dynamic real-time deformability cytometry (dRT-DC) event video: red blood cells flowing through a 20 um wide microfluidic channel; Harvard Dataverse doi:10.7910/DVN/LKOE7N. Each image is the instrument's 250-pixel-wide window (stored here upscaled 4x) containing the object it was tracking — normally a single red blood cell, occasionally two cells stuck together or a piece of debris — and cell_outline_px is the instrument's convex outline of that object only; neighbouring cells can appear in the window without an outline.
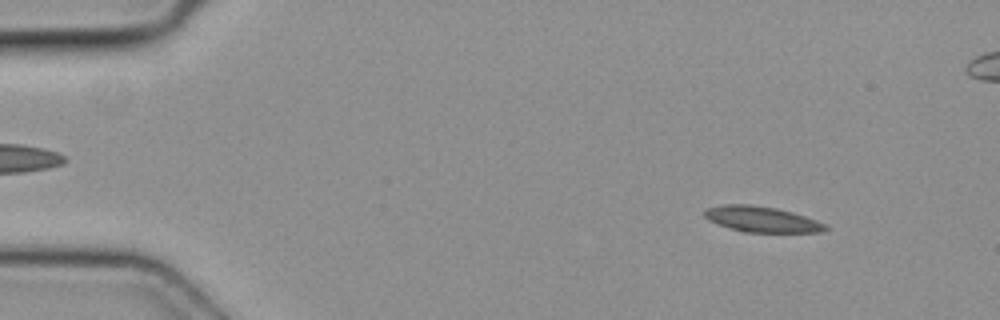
{"species": "common noctule bat (a hibernating species)", "species_latin": "Nyctalus noctula", "temperature_condition": "cold", "stored_images_in_passage": 4, "camera_frame_rate_fps": 3000, "um_per_image_px": 0.085, "animal": {"sex": "female", "body_mass_g": 19.3, "forearm_length_mm": 54.1}, "frame": {"image": 1, "passage_image": 1, "time_ms": 0.0, "image_size_px": [1000, 320], "cell_outline_px": [[828, 228], [824, 232], [744, 232], [708, 220], [704, 216], [704, 208], [724, 204], [752, 204], [776, 208], [792, 212], [828, 224]], "centroid_in_image_um": [64.76, 18.63], "position_along_channel_um": 20.2, "area_um2": 18.09}}